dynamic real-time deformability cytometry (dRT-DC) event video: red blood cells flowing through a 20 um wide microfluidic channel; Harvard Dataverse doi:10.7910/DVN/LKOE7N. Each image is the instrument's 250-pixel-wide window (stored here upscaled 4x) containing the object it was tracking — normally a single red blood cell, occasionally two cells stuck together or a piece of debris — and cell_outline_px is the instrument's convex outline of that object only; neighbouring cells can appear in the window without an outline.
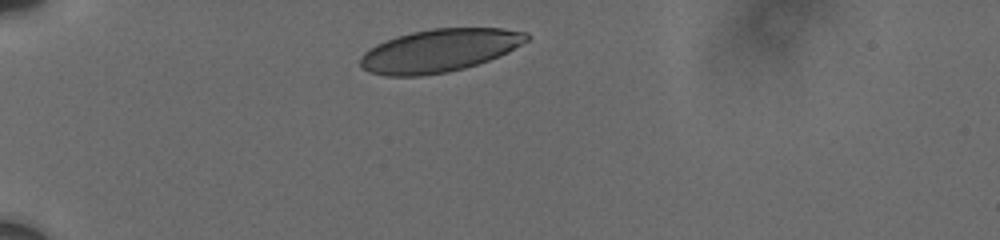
{"species": "human", "species_latin": "Homo sapiens", "temperature_condition": "cold", "stored_images_in_passage": 6, "camera_frame_rate_fps": 3000, "um_per_image_px": 0.085, "donor": {"sex": "male"}, "frame": {"image": 1, "passage_image": 1, "time_ms": 0.0, "image_size_px": [1000, 240], "cell_outline_px": [[532, 36], [528, 40], [508, 52], [488, 60], [464, 68], [448, 72], [420, 76], [384, 76], [368, 72], [360, 64], [360, 56], [364, 52], [376, 44], [396, 36], [412, 32], [432, 28], [504, 28], [528, 32]], "centroid_in_image_um": [37.35, 4.29], "position_along_channel_um": 47.7, "area_um2": 41.73}}
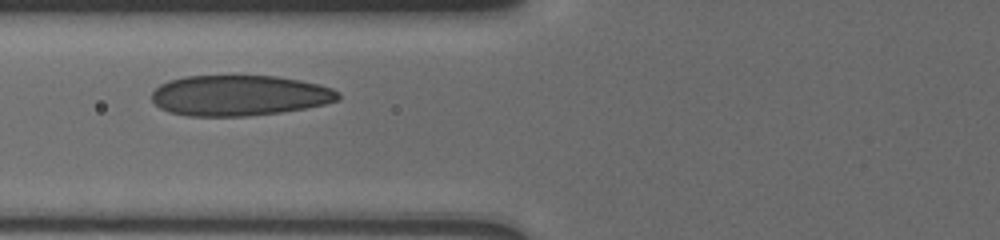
{"frame": {"image": 2, "passage_image": 4, "time_ms": 2.667, "image_size_px": [1000, 240], "cell_outline_px": [[340, 100], [324, 104], [304, 108], [280, 112], [248, 116], [188, 116], [168, 112], [160, 108], [152, 100], [152, 92], [160, 84], [168, 80], [184, 76], [276, 76], [300, 80], [320, 84], [332, 88], [340, 92]], "centroid_in_image_um": [20.35, 8.11], "position_along_channel_um": 105.5, "area_um2": 44.27}}
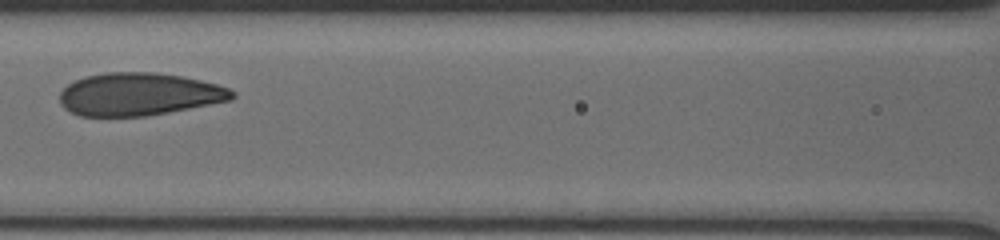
{"frame": {"image": 3, "passage_image": 6, "time_ms": 4.0, "image_size_px": [1000, 240], "cell_outline_px": [[236, 96], [232, 100], [168, 112], [144, 116], [80, 116], [64, 108], [60, 104], [60, 92], [68, 84], [84, 76], [104, 72], [156, 72], [180, 76], [200, 80], [216, 84], [228, 88], [236, 92]], "centroid_in_image_um": [11.81, 8.0], "position_along_channel_um": 154.8, "area_um2": 42.95}}